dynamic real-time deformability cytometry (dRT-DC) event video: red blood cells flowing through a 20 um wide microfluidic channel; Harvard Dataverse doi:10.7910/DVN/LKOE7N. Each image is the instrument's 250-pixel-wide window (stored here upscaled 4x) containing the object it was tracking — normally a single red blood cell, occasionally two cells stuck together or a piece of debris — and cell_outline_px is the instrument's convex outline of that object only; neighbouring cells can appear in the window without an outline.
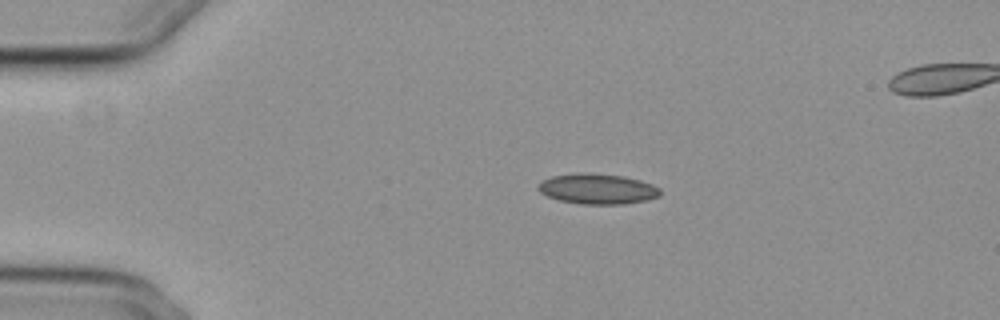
{"species": "common noctule bat (a hibernating species)", "species_latin": "Nyctalus noctula", "temperature_condition": "cold", "stored_images_in_passage": 45, "camera_frame_rate_fps": 3000, "um_per_image_px": 0.085, "animal": {"sex": "female", "body_mass_g": 29.2, "forearm_length_mm": 56.3}, "frame": {"image": 1, "passage_image": 1, "time_ms": 0.0, "image_size_px": [1000, 320], "cell_outline_px": [[660, 196], [648, 200], [624, 204], [584, 204], [560, 200], [548, 196], [540, 192], [536, 188], [536, 184], [552, 176], [624, 176], [640, 180], [652, 184], [660, 188]], "centroid_in_image_um": [50.85, 16.11], "position_along_channel_um": 34.2, "area_um2": 20.58}}
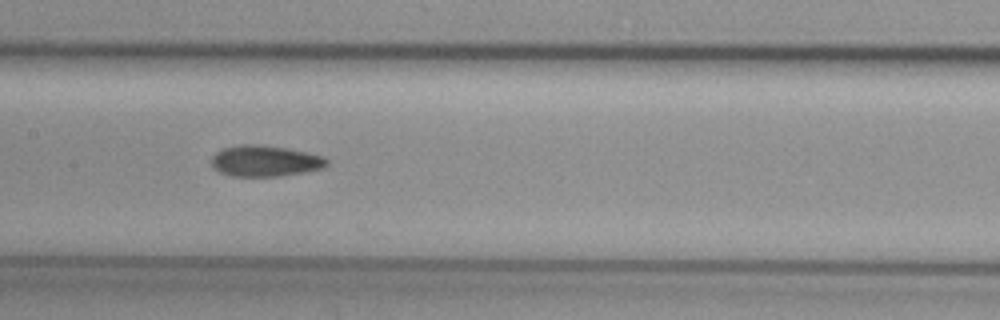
{"frame": {"image": 2, "passage_image": 17, "time_ms": 5.333, "image_size_px": [1000, 320], "cell_outline_px": [[328, 164], [324, 168], [304, 172], [280, 176], [232, 176], [220, 172], [212, 168], [212, 156], [216, 152], [224, 148], [244, 144], [256, 144], [284, 148], [304, 152], [320, 156], [328, 160]], "centroid_in_image_um": [22.5, 13.69], "position_along_channel_um": 184.9, "area_um2": 20.63}}
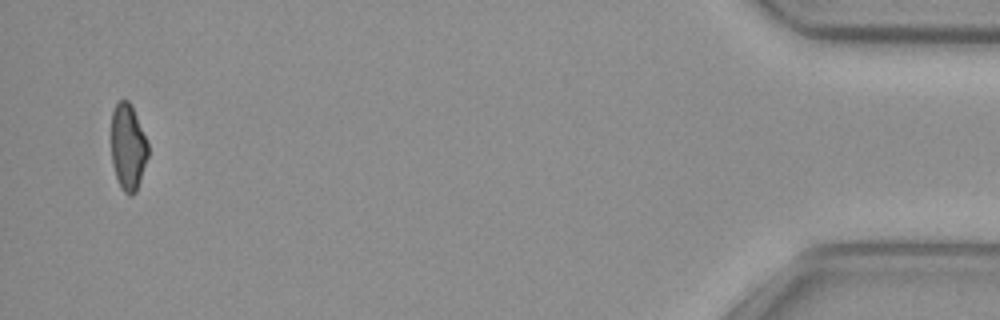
{"frame": {"image": 3, "passage_image": 43, "time_ms": 14.0, "image_size_px": [1000, 320], "cell_outline_px": [[148, 156], [136, 192], [132, 196], [128, 196], [124, 192], [116, 176], [112, 164], [112, 112], [116, 104], [120, 100], [128, 100], [136, 116], [148, 144]], "centroid_in_image_um": [10.88, 12.53], "position_along_channel_um": 424.3, "area_um2": 18.15}, "authors_computed_cell_mechanics": {"area_um2": 20.4612, "velocity_mm_per_s": 3.7464, "shape_relaxation_time_tau1_ms": null, "shape_relaxation_time_tau2_ms": 7.4123, "deformation_change_tau1": null, "deformation_change_tau2": 0.1227}}